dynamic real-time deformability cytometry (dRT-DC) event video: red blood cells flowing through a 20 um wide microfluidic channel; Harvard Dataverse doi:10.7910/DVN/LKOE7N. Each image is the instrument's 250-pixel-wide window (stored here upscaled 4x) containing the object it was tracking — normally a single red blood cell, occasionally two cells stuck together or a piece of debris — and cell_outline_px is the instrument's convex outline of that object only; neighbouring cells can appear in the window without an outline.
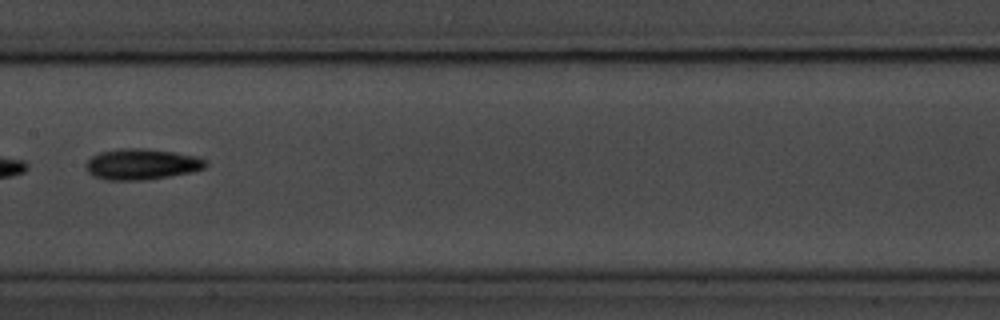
{"species": "common noctule bat (a hibernating species)", "species_latin": "Nyctalus noctula", "temperature_condition": "room temperature", "stored_images_in_passage": 9, "camera_frame_rate_fps": 3000, "um_per_image_px": 0.085, "animal": {"sex": "male", "body_mass_g": 20.1, "forearm_length_mm": 53.5}, "frame": {"image": 1, "passage_image": 8, "time_ms": 8.333, "image_size_px": [1000, 320], "cell_outline_px": [[208, 164], [204, 168], [188, 172], [168, 176], [140, 180], [104, 180], [92, 176], [84, 168], [84, 164], [92, 156], [100, 152], [116, 148], [148, 148], [176, 152], [200, 156]], "centroid_in_image_um": [11.99, 13.94], "position_along_channel_um": 195.4, "area_um2": 21.79}}